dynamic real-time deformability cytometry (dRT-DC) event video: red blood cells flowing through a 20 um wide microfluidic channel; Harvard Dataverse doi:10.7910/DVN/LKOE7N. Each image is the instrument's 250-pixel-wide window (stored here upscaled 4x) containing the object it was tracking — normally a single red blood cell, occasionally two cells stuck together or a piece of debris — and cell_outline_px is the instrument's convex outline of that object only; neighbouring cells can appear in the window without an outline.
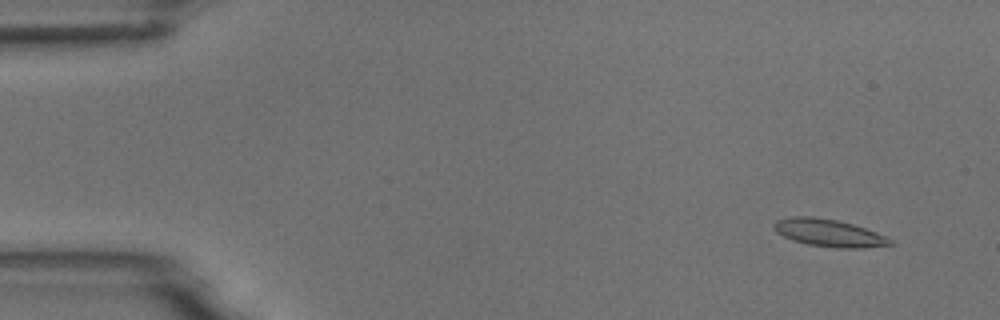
{"species": "common noctule bat (a hibernating species)", "species_latin": "Nyctalus noctula", "temperature_condition": "room temperature", "stored_images_in_passage": 5, "camera_frame_rate_fps": 3000, "um_per_image_px": 0.085, "animal": {"sex": "male", "body_mass_g": 18.8}, "frame": {"image": 1, "passage_image": 1, "time_ms": 0.0, "image_size_px": [1000, 320], "cell_outline_px": [[896, 244], [864, 248], [836, 248], [808, 244], [792, 240], [776, 232], [772, 228], [772, 224], [776, 220], [792, 216], [812, 216], [836, 220], [852, 224], [876, 232], [892, 240]], "centroid_in_image_um": [70.43, 19.8], "position_along_channel_um": 14.6, "area_um2": 18.61}}